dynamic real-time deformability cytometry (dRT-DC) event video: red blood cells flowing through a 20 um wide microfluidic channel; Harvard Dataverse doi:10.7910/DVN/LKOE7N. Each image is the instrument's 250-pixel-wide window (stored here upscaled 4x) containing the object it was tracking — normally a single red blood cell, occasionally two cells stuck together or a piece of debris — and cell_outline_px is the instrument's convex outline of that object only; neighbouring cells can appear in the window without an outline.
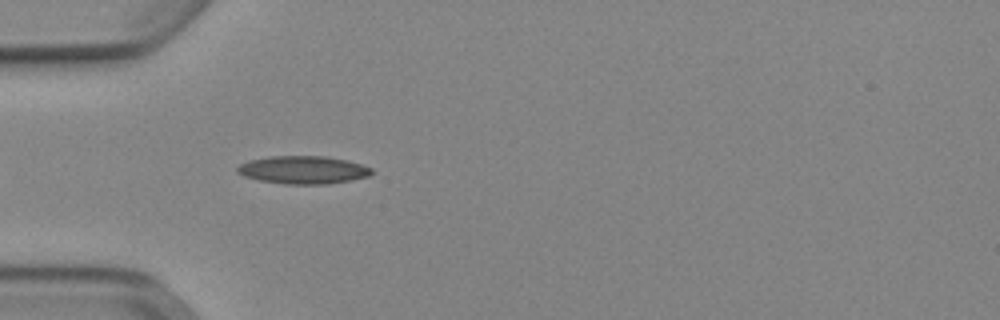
{"species": "Egyptian fruit bat (a non-hibernating species)", "species_latin": "Rousettus aegyptiacus", "temperature_condition": "cold", "stored_images_in_passage": 21, "camera_frame_rate_fps": 3000, "um_per_image_px": 0.085, "animal": {"sex": "female"}, "frame": {"image": 1, "passage_image": 5, "time_ms": 1.333, "image_size_px": [1000, 320], "cell_outline_px": [[372, 172], [368, 176], [328, 184], [284, 184], [260, 180], [244, 176], [236, 172], [236, 168], [240, 164], [248, 160], [268, 156], [324, 156], [344, 160], [360, 164], [372, 168]], "centroid_in_image_um": [25.7, 14.44], "position_along_channel_um": 59.3, "area_um2": 21.68}}
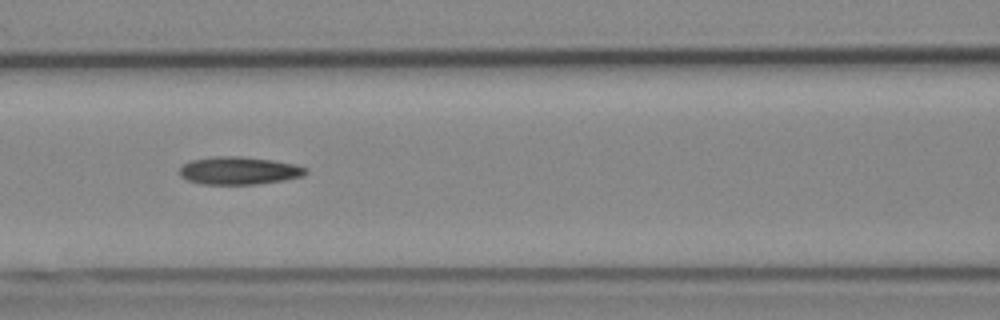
{"frame": {"image": 2, "passage_image": 12, "time_ms": 3.667, "image_size_px": [1000, 320], "cell_outline_px": [[308, 172], [304, 176], [284, 180], [256, 184], [200, 184], [188, 180], [180, 176], [180, 168], [184, 164], [192, 160], [212, 156], [240, 156], [272, 160], [296, 164], [308, 168]], "centroid_in_image_um": [20.34, 14.5], "position_along_channel_um": 146.3, "area_um2": 20.52}}
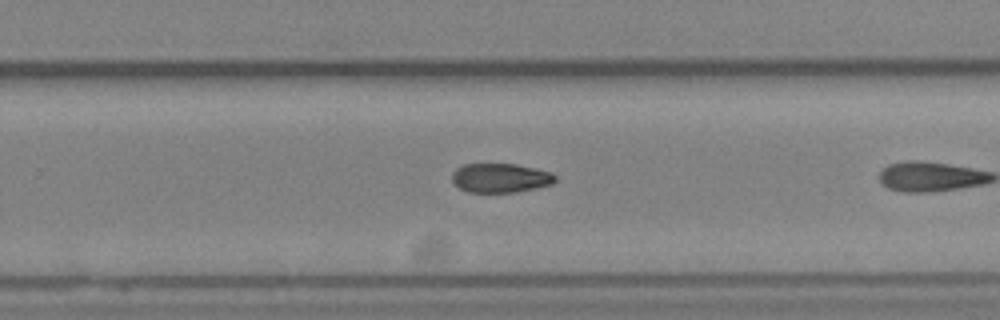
{"frame": {"image": 3, "passage_image": 20, "time_ms": 6.333, "image_size_px": [1000, 320], "cell_outline_px": [[556, 180], [552, 184], [536, 188], [516, 192], [468, 192], [460, 188], [452, 180], [452, 172], [456, 168], [464, 164], [516, 164], [536, 168], [552, 172], [556, 176]], "centroid_in_image_um": [42.55, 15.12], "position_along_channel_um": 287.2, "area_um2": 17.63}}